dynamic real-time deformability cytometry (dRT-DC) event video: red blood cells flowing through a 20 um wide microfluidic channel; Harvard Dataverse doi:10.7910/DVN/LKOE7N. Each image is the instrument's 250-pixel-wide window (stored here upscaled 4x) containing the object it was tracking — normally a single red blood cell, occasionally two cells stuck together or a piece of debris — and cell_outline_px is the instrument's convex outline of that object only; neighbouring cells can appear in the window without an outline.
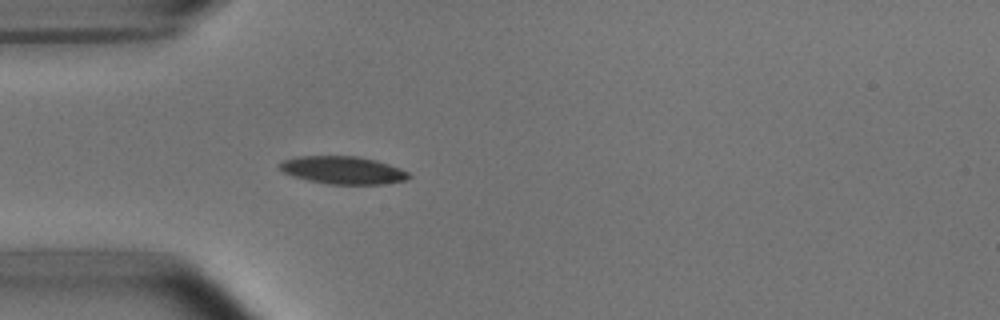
{"species": "common noctule bat (a hibernating species)", "species_latin": "Nyctalus noctula", "temperature_condition": "room temperature", "stored_images_in_passage": 3, "camera_frame_rate_fps": 3000, "um_per_image_px": 0.085, "animal": {"sex": "male", "body_mass_g": 15.6}, "frame": {"image": 1, "passage_image": 3, "time_ms": 3.0, "image_size_px": [1000, 320], "cell_outline_px": [[412, 176], [408, 180], [384, 184], [328, 184], [308, 180], [292, 176], [284, 172], [276, 164], [284, 160], [296, 156], [356, 156], [376, 160], [400, 168], [408, 172]], "centroid_in_image_um": [29.15, 14.46], "position_along_channel_um": 55.8, "area_um2": 20.98}}